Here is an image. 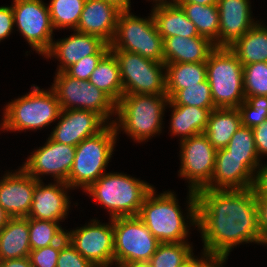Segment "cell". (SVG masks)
Listing matches in <instances>:
<instances>
[{
	"mask_svg": "<svg viewBox=\"0 0 267 267\" xmlns=\"http://www.w3.org/2000/svg\"><path fill=\"white\" fill-rule=\"evenodd\" d=\"M123 10L118 18L110 50L137 53L156 62H164L163 39L158 33L152 13L147 17Z\"/></svg>",
	"mask_w": 267,
	"mask_h": 267,
	"instance_id": "ba28073f",
	"label": "cell"
},
{
	"mask_svg": "<svg viewBox=\"0 0 267 267\" xmlns=\"http://www.w3.org/2000/svg\"><path fill=\"white\" fill-rule=\"evenodd\" d=\"M196 26L199 35L210 39L215 46L219 43V11L217 5L176 3Z\"/></svg>",
	"mask_w": 267,
	"mask_h": 267,
	"instance_id": "1f68e13d",
	"label": "cell"
},
{
	"mask_svg": "<svg viewBox=\"0 0 267 267\" xmlns=\"http://www.w3.org/2000/svg\"><path fill=\"white\" fill-rule=\"evenodd\" d=\"M126 267H152V265L149 262H141V263H131Z\"/></svg>",
	"mask_w": 267,
	"mask_h": 267,
	"instance_id": "11a10c76",
	"label": "cell"
},
{
	"mask_svg": "<svg viewBox=\"0 0 267 267\" xmlns=\"http://www.w3.org/2000/svg\"><path fill=\"white\" fill-rule=\"evenodd\" d=\"M12 3L14 26L33 51L43 56L51 47L55 31L48 4L43 0H13Z\"/></svg>",
	"mask_w": 267,
	"mask_h": 267,
	"instance_id": "7c38bea8",
	"label": "cell"
},
{
	"mask_svg": "<svg viewBox=\"0 0 267 267\" xmlns=\"http://www.w3.org/2000/svg\"><path fill=\"white\" fill-rule=\"evenodd\" d=\"M230 49L242 65L267 62V26L258 20Z\"/></svg>",
	"mask_w": 267,
	"mask_h": 267,
	"instance_id": "83f0119b",
	"label": "cell"
},
{
	"mask_svg": "<svg viewBox=\"0 0 267 267\" xmlns=\"http://www.w3.org/2000/svg\"><path fill=\"white\" fill-rule=\"evenodd\" d=\"M174 105L194 106L211 111L216 109L207 78L199 85H192L178 90L170 99Z\"/></svg>",
	"mask_w": 267,
	"mask_h": 267,
	"instance_id": "d590c367",
	"label": "cell"
},
{
	"mask_svg": "<svg viewBox=\"0 0 267 267\" xmlns=\"http://www.w3.org/2000/svg\"><path fill=\"white\" fill-rule=\"evenodd\" d=\"M206 73L216 108H238L245 101L243 65L230 48L210 53Z\"/></svg>",
	"mask_w": 267,
	"mask_h": 267,
	"instance_id": "52a82bcc",
	"label": "cell"
},
{
	"mask_svg": "<svg viewBox=\"0 0 267 267\" xmlns=\"http://www.w3.org/2000/svg\"><path fill=\"white\" fill-rule=\"evenodd\" d=\"M56 267H94V265L67 240L60 249Z\"/></svg>",
	"mask_w": 267,
	"mask_h": 267,
	"instance_id": "ab89813d",
	"label": "cell"
},
{
	"mask_svg": "<svg viewBox=\"0 0 267 267\" xmlns=\"http://www.w3.org/2000/svg\"><path fill=\"white\" fill-rule=\"evenodd\" d=\"M245 102L255 111L267 113V96L246 97Z\"/></svg>",
	"mask_w": 267,
	"mask_h": 267,
	"instance_id": "7dc6e473",
	"label": "cell"
},
{
	"mask_svg": "<svg viewBox=\"0 0 267 267\" xmlns=\"http://www.w3.org/2000/svg\"><path fill=\"white\" fill-rule=\"evenodd\" d=\"M101 223L91 219L88 224L73 230H66L68 241L92 265H114L113 221Z\"/></svg>",
	"mask_w": 267,
	"mask_h": 267,
	"instance_id": "5bb4252c",
	"label": "cell"
},
{
	"mask_svg": "<svg viewBox=\"0 0 267 267\" xmlns=\"http://www.w3.org/2000/svg\"><path fill=\"white\" fill-rule=\"evenodd\" d=\"M117 137L114 124H108L97 135L84 139L76 146L74 162L66 181L72 190L80 187L85 191L106 173Z\"/></svg>",
	"mask_w": 267,
	"mask_h": 267,
	"instance_id": "8992f818",
	"label": "cell"
},
{
	"mask_svg": "<svg viewBox=\"0 0 267 267\" xmlns=\"http://www.w3.org/2000/svg\"><path fill=\"white\" fill-rule=\"evenodd\" d=\"M0 267H33L29 257L13 258L0 261Z\"/></svg>",
	"mask_w": 267,
	"mask_h": 267,
	"instance_id": "c3c4849f",
	"label": "cell"
},
{
	"mask_svg": "<svg viewBox=\"0 0 267 267\" xmlns=\"http://www.w3.org/2000/svg\"><path fill=\"white\" fill-rule=\"evenodd\" d=\"M201 251L199 258L192 252L179 267H207L214 257L205 250Z\"/></svg>",
	"mask_w": 267,
	"mask_h": 267,
	"instance_id": "bcb514c9",
	"label": "cell"
},
{
	"mask_svg": "<svg viewBox=\"0 0 267 267\" xmlns=\"http://www.w3.org/2000/svg\"><path fill=\"white\" fill-rule=\"evenodd\" d=\"M219 43L216 48H230L258 21L254 20L250 0H218Z\"/></svg>",
	"mask_w": 267,
	"mask_h": 267,
	"instance_id": "ffe728a7",
	"label": "cell"
},
{
	"mask_svg": "<svg viewBox=\"0 0 267 267\" xmlns=\"http://www.w3.org/2000/svg\"><path fill=\"white\" fill-rule=\"evenodd\" d=\"M3 108V121L0 123L3 132L37 131L49 127L61 112L54 90L51 87L40 89L35 84L28 93L11 100Z\"/></svg>",
	"mask_w": 267,
	"mask_h": 267,
	"instance_id": "5b68a950",
	"label": "cell"
},
{
	"mask_svg": "<svg viewBox=\"0 0 267 267\" xmlns=\"http://www.w3.org/2000/svg\"><path fill=\"white\" fill-rule=\"evenodd\" d=\"M105 55L106 54H94L85 56L75 64L68 67L64 72L68 76L78 80H89L92 72Z\"/></svg>",
	"mask_w": 267,
	"mask_h": 267,
	"instance_id": "f35d334b",
	"label": "cell"
},
{
	"mask_svg": "<svg viewBox=\"0 0 267 267\" xmlns=\"http://www.w3.org/2000/svg\"><path fill=\"white\" fill-rule=\"evenodd\" d=\"M14 15L12 6H0V42L13 33Z\"/></svg>",
	"mask_w": 267,
	"mask_h": 267,
	"instance_id": "b9f144b4",
	"label": "cell"
},
{
	"mask_svg": "<svg viewBox=\"0 0 267 267\" xmlns=\"http://www.w3.org/2000/svg\"><path fill=\"white\" fill-rule=\"evenodd\" d=\"M166 91L170 99L178 90L199 85L207 78L206 62L166 63Z\"/></svg>",
	"mask_w": 267,
	"mask_h": 267,
	"instance_id": "f546056e",
	"label": "cell"
},
{
	"mask_svg": "<svg viewBox=\"0 0 267 267\" xmlns=\"http://www.w3.org/2000/svg\"><path fill=\"white\" fill-rule=\"evenodd\" d=\"M192 252L189 241L160 243L149 263L152 267H179Z\"/></svg>",
	"mask_w": 267,
	"mask_h": 267,
	"instance_id": "e575fe53",
	"label": "cell"
},
{
	"mask_svg": "<svg viewBox=\"0 0 267 267\" xmlns=\"http://www.w3.org/2000/svg\"><path fill=\"white\" fill-rule=\"evenodd\" d=\"M76 147L53 141L50 137L43 146L32 151L22 168L38 181L50 175L54 181L65 182L74 162Z\"/></svg>",
	"mask_w": 267,
	"mask_h": 267,
	"instance_id": "9a60e30c",
	"label": "cell"
},
{
	"mask_svg": "<svg viewBox=\"0 0 267 267\" xmlns=\"http://www.w3.org/2000/svg\"><path fill=\"white\" fill-rule=\"evenodd\" d=\"M114 263L126 267L149 262L160 242L138 216L112 218Z\"/></svg>",
	"mask_w": 267,
	"mask_h": 267,
	"instance_id": "30bf717a",
	"label": "cell"
},
{
	"mask_svg": "<svg viewBox=\"0 0 267 267\" xmlns=\"http://www.w3.org/2000/svg\"><path fill=\"white\" fill-rule=\"evenodd\" d=\"M197 194V228L203 249L214 258H228L241 244L261 245L258 210L253 188L200 189Z\"/></svg>",
	"mask_w": 267,
	"mask_h": 267,
	"instance_id": "6da1fadb",
	"label": "cell"
},
{
	"mask_svg": "<svg viewBox=\"0 0 267 267\" xmlns=\"http://www.w3.org/2000/svg\"><path fill=\"white\" fill-rule=\"evenodd\" d=\"M228 258H214L207 267H225Z\"/></svg>",
	"mask_w": 267,
	"mask_h": 267,
	"instance_id": "f5cc1de1",
	"label": "cell"
},
{
	"mask_svg": "<svg viewBox=\"0 0 267 267\" xmlns=\"http://www.w3.org/2000/svg\"><path fill=\"white\" fill-rule=\"evenodd\" d=\"M54 90L61 110L82 109L99 114L108 124H113L116 115V103L89 80H78L65 72H55ZM110 120V121H109Z\"/></svg>",
	"mask_w": 267,
	"mask_h": 267,
	"instance_id": "9c48e42d",
	"label": "cell"
},
{
	"mask_svg": "<svg viewBox=\"0 0 267 267\" xmlns=\"http://www.w3.org/2000/svg\"><path fill=\"white\" fill-rule=\"evenodd\" d=\"M86 0H50L48 4L54 30H76Z\"/></svg>",
	"mask_w": 267,
	"mask_h": 267,
	"instance_id": "d6a6232c",
	"label": "cell"
},
{
	"mask_svg": "<svg viewBox=\"0 0 267 267\" xmlns=\"http://www.w3.org/2000/svg\"><path fill=\"white\" fill-rule=\"evenodd\" d=\"M255 174L244 164V158L216 156L211 181L203 189L244 190L253 188Z\"/></svg>",
	"mask_w": 267,
	"mask_h": 267,
	"instance_id": "7402d4cb",
	"label": "cell"
},
{
	"mask_svg": "<svg viewBox=\"0 0 267 267\" xmlns=\"http://www.w3.org/2000/svg\"><path fill=\"white\" fill-rule=\"evenodd\" d=\"M218 0H177V3H195L201 5H217Z\"/></svg>",
	"mask_w": 267,
	"mask_h": 267,
	"instance_id": "f907efd6",
	"label": "cell"
},
{
	"mask_svg": "<svg viewBox=\"0 0 267 267\" xmlns=\"http://www.w3.org/2000/svg\"><path fill=\"white\" fill-rule=\"evenodd\" d=\"M0 178V205L11 217H28L38 182L22 167Z\"/></svg>",
	"mask_w": 267,
	"mask_h": 267,
	"instance_id": "d6986e66",
	"label": "cell"
},
{
	"mask_svg": "<svg viewBox=\"0 0 267 267\" xmlns=\"http://www.w3.org/2000/svg\"><path fill=\"white\" fill-rule=\"evenodd\" d=\"M65 237L60 243L31 250L29 260L33 267H56L62 245L67 241Z\"/></svg>",
	"mask_w": 267,
	"mask_h": 267,
	"instance_id": "74e56055",
	"label": "cell"
},
{
	"mask_svg": "<svg viewBox=\"0 0 267 267\" xmlns=\"http://www.w3.org/2000/svg\"><path fill=\"white\" fill-rule=\"evenodd\" d=\"M167 106L172 109L169 125L171 136H178L180 137L179 140H183L205 132L211 113L210 109L174 105L170 100Z\"/></svg>",
	"mask_w": 267,
	"mask_h": 267,
	"instance_id": "484cf974",
	"label": "cell"
},
{
	"mask_svg": "<svg viewBox=\"0 0 267 267\" xmlns=\"http://www.w3.org/2000/svg\"><path fill=\"white\" fill-rule=\"evenodd\" d=\"M155 190L153 188L146 196L138 217L160 243L188 241L189 227H197L196 192L188 190L185 217L176 193L167 190L158 195Z\"/></svg>",
	"mask_w": 267,
	"mask_h": 267,
	"instance_id": "7a4b0ae2",
	"label": "cell"
},
{
	"mask_svg": "<svg viewBox=\"0 0 267 267\" xmlns=\"http://www.w3.org/2000/svg\"><path fill=\"white\" fill-rule=\"evenodd\" d=\"M71 190L65 182L54 181L45 184L38 181L33 193V201L28 218L63 222L71 210V200L68 192Z\"/></svg>",
	"mask_w": 267,
	"mask_h": 267,
	"instance_id": "ac0fdd59",
	"label": "cell"
},
{
	"mask_svg": "<svg viewBox=\"0 0 267 267\" xmlns=\"http://www.w3.org/2000/svg\"><path fill=\"white\" fill-rule=\"evenodd\" d=\"M118 6L122 10H131V0H106Z\"/></svg>",
	"mask_w": 267,
	"mask_h": 267,
	"instance_id": "681fc988",
	"label": "cell"
},
{
	"mask_svg": "<svg viewBox=\"0 0 267 267\" xmlns=\"http://www.w3.org/2000/svg\"><path fill=\"white\" fill-rule=\"evenodd\" d=\"M69 37L52 41L50 49L43 55L46 59L55 58L59 61L57 72H64L85 56L107 54L110 45L101 38L73 30Z\"/></svg>",
	"mask_w": 267,
	"mask_h": 267,
	"instance_id": "e0dca14e",
	"label": "cell"
},
{
	"mask_svg": "<svg viewBox=\"0 0 267 267\" xmlns=\"http://www.w3.org/2000/svg\"><path fill=\"white\" fill-rule=\"evenodd\" d=\"M253 189L255 196H267V164L257 170Z\"/></svg>",
	"mask_w": 267,
	"mask_h": 267,
	"instance_id": "f6af8a7d",
	"label": "cell"
},
{
	"mask_svg": "<svg viewBox=\"0 0 267 267\" xmlns=\"http://www.w3.org/2000/svg\"><path fill=\"white\" fill-rule=\"evenodd\" d=\"M58 120L49 137L58 143L75 147L108 125L96 112L82 109L61 110Z\"/></svg>",
	"mask_w": 267,
	"mask_h": 267,
	"instance_id": "2e32d148",
	"label": "cell"
},
{
	"mask_svg": "<svg viewBox=\"0 0 267 267\" xmlns=\"http://www.w3.org/2000/svg\"><path fill=\"white\" fill-rule=\"evenodd\" d=\"M257 155L259 159L267 156V119L260 125L252 128Z\"/></svg>",
	"mask_w": 267,
	"mask_h": 267,
	"instance_id": "ee69618b",
	"label": "cell"
},
{
	"mask_svg": "<svg viewBox=\"0 0 267 267\" xmlns=\"http://www.w3.org/2000/svg\"><path fill=\"white\" fill-rule=\"evenodd\" d=\"M151 1L154 3L153 7L160 5H174L177 3V0H151Z\"/></svg>",
	"mask_w": 267,
	"mask_h": 267,
	"instance_id": "db71d44e",
	"label": "cell"
},
{
	"mask_svg": "<svg viewBox=\"0 0 267 267\" xmlns=\"http://www.w3.org/2000/svg\"><path fill=\"white\" fill-rule=\"evenodd\" d=\"M181 166L178 176L188 182V189L199 191L210 181L215 168L217 150L205 133L180 140Z\"/></svg>",
	"mask_w": 267,
	"mask_h": 267,
	"instance_id": "4fadbf2b",
	"label": "cell"
},
{
	"mask_svg": "<svg viewBox=\"0 0 267 267\" xmlns=\"http://www.w3.org/2000/svg\"><path fill=\"white\" fill-rule=\"evenodd\" d=\"M151 13L163 40L172 36H201L195 24L187 18L178 4L155 6L152 7Z\"/></svg>",
	"mask_w": 267,
	"mask_h": 267,
	"instance_id": "cb8c5ba5",
	"label": "cell"
},
{
	"mask_svg": "<svg viewBox=\"0 0 267 267\" xmlns=\"http://www.w3.org/2000/svg\"><path fill=\"white\" fill-rule=\"evenodd\" d=\"M30 251L29 218L11 217L0 230V261L28 257Z\"/></svg>",
	"mask_w": 267,
	"mask_h": 267,
	"instance_id": "d4e9b609",
	"label": "cell"
},
{
	"mask_svg": "<svg viewBox=\"0 0 267 267\" xmlns=\"http://www.w3.org/2000/svg\"><path fill=\"white\" fill-rule=\"evenodd\" d=\"M10 218H11V216L0 205V230L8 223Z\"/></svg>",
	"mask_w": 267,
	"mask_h": 267,
	"instance_id": "816d5d0a",
	"label": "cell"
},
{
	"mask_svg": "<svg viewBox=\"0 0 267 267\" xmlns=\"http://www.w3.org/2000/svg\"><path fill=\"white\" fill-rule=\"evenodd\" d=\"M89 81L107 94L116 104L124 95L119 63L111 51L100 60Z\"/></svg>",
	"mask_w": 267,
	"mask_h": 267,
	"instance_id": "f1b7e54d",
	"label": "cell"
},
{
	"mask_svg": "<svg viewBox=\"0 0 267 267\" xmlns=\"http://www.w3.org/2000/svg\"><path fill=\"white\" fill-rule=\"evenodd\" d=\"M215 44L204 36H172L163 40L164 63L206 62Z\"/></svg>",
	"mask_w": 267,
	"mask_h": 267,
	"instance_id": "603a6c76",
	"label": "cell"
},
{
	"mask_svg": "<svg viewBox=\"0 0 267 267\" xmlns=\"http://www.w3.org/2000/svg\"><path fill=\"white\" fill-rule=\"evenodd\" d=\"M241 126V117L237 108H216L209 115L204 133L213 147L218 150L227 146Z\"/></svg>",
	"mask_w": 267,
	"mask_h": 267,
	"instance_id": "4316f807",
	"label": "cell"
},
{
	"mask_svg": "<svg viewBox=\"0 0 267 267\" xmlns=\"http://www.w3.org/2000/svg\"><path fill=\"white\" fill-rule=\"evenodd\" d=\"M118 60L124 94L167 95L164 62L137 53L110 50Z\"/></svg>",
	"mask_w": 267,
	"mask_h": 267,
	"instance_id": "8fae6325",
	"label": "cell"
},
{
	"mask_svg": "<svg viewBox=\"0 0 267 267\" xmlns=\"http://www.w3.org/2000/svg\"><path fill=\"white\" fill-rule=\"evenodd\" d=\"M237 109L240 113L242 126L254 128L267 119V113L253 110L245 101Z\"/></svg>",
	"mask_w": 267,
	"mask_h": 267,
	"instance_id": "60d3db41",
	"label": "cell"
},
{
	"mask_svg": "<svg viewBox=\"0 0 267 267\" xmlns=\"http://www.w3.org/2000/svg\"><path fill=\"white\" fill-rule=\"evenodd\" d=\"M154 188L150 183L124 173L108 172L84 192L109 212V218L138 216L141 206Z\"/></svg>",
	"mask_w": 267,
	"mask_h": 267,
	"instance_id": "277c9868",
	"label": "cell"
},
{
	"mask_svg": "<svg viewBox=\"0 0 267 267\" xmlns=\"http://www.w3.org/2000/svg\"><path fill=\"white\" fill-rule=\"evenodd\" d=\"M216 156H234L244 158V164L256 175L262 166L257 155L252 128L241 126L232 136L225 148L217 150Z\"/></svg>",
	"mask_w": 267,
	"mask_h": 267,
	"instance_id": "4dcf8cb0",
	"label": "cell"
},
{
	"mask_svg": "<svg viewBox=\"0 0 267 267\" xmlns=\"http://www.w3.org/2000/svg\"><path fill=\"white\" fill-rule=\"evenodd\" d=\"M115 265H116V267H124V266L119 265V264H115ZM110 266H112V265H101V266H94V267H110Z\"/></svg>",
	"mask_w": 267,
	"mask_h": 267,
	"instance_id": "9f6ffc18",
	"label": "cell"
},
{
	"mask_svg": "<svg viewBox=\"0 0 267 267\" xmlns=\"http://www.w3.org/2000/svg\"><path fill=\"white\" fill-rule=\"evenodd\" d=\"M122 11L106 0H86L76 31L97 36L110 44Z\"/></svg>",
	"mask_w": 267,
	"mask_h": 267,
	"instance_id": "44dd1931",
	"label": "cell"
},
{
	"mask_svg": "<svg viewBox=\"0 0 267 267\" xmlns=\"http://www.w3.org/2000/svg\"><path fill=\"white\" fill-rule=\"evenodd\" d=\"M167 95L124 94L116 104L114 126L134 142L142 143L162 133L163 118L168 105Z\"/></svg>",
	"mask_w": 267,
	"mask_h": 267,
	"instance_id": "3957f363",
	"label": "cell"
},
{
	"mask_svg": "<svg viewBox=\"0 0 267 267\" xmlns=\"http://www.w3.org/2000/svg\"><path fill=\"white\" fill-rule=\"evenodd\" d=\"M258 210L261 245L267 246V196H255Z\"/></svg>",
	"mask_w": 267,
	"mask_h": 267,
	"instance_id": "7bdbcfd3",
	"label": "cell"
},
{
	"mask_svg": "<svg viewBox=\"0 0 267 267\" xmlns=\"http://www.w3.org/2000/svg\"><path fill=\"white\" fill-rule=\"evenodd\" d=\"M245 97L267 96V62L243 65Z\"/></svg>",
	"mask_w": 267,
	"mask_h": 267,
	"instance_id": "8d00e7d4",
	"label": "cell"
},
{
	"mask_svg": "<svg viewBox=\"0 0 267 267\" xmlns=\"http://www.w3.org/2000/svg\"><path fill=\"white\" fill-rule=\"evenodd\" d=\"M60 222L29 218V242L31 250L60 243L66 237V230Z\"/></svg>",
	"mask_w": 267,
	"mask_h": 267,
	"instance_id": "836d02e7",
	"label": "cell"
}]
</instances>
